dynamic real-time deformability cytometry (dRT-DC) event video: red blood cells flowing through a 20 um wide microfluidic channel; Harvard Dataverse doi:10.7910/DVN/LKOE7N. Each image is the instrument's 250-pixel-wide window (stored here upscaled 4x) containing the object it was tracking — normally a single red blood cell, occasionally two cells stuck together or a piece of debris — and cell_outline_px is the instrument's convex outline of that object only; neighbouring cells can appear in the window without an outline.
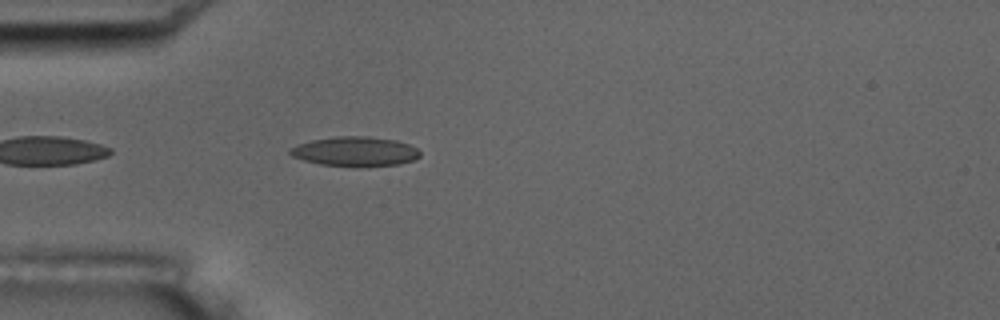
{"species": "common noctule bat (a hibernating species)", "species_latin": "Nyctalus noctula", "temperature_condition": "room temperature", "stored_images_in_passage": 5, "camera_frame_rate_fps": 3000, "um_per_image_px": 0.085, "animal": {"sex": "male", "body_mass_g": 17.5, "forearm_length_mm": 52.3}, "frame": {"image": 1, "passage_image": 5, "time_ms": 4.667, "image_size_px": [1000, 320], "cell_outline_px": [[420, 156], [412, 160], [400, 164], [356, 168], [320, 164], [304, 160], [292, 156], [288, 152], [288, 148], [296, 144], [312, 140], [336, 136], [368, 136], [396, 140], [408, 144], [416, 148], [420, 152]], "centroid_in_image_um": [30.16, 12.89], "position_along_channel_um": 54.8, "area_um2": 22.77}}